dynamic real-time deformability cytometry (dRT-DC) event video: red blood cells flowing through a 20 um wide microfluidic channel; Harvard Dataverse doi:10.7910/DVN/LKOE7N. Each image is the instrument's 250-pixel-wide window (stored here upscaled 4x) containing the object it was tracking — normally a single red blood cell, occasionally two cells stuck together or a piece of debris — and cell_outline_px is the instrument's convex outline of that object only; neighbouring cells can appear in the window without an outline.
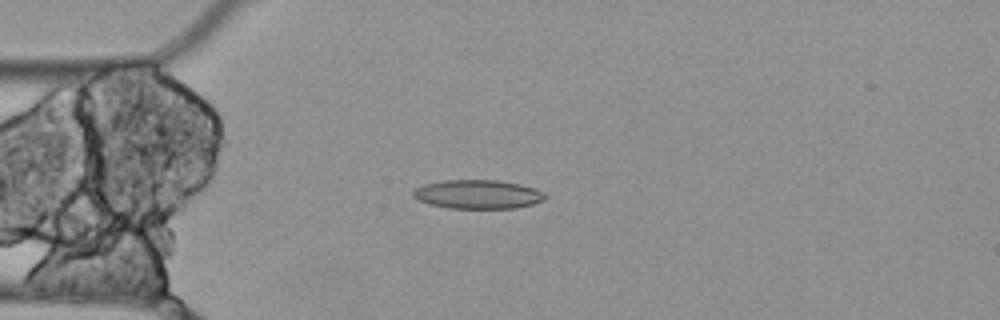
{"species": "Egyptian fruit bat (a non-hibernating species)", "species_latin": "Rousettus aegyptiacus", "temperature_condition": "cold", "stored_images_in_passage": 4, "camera_frame_rate_fps": 3000, "um_per_image_px": 0.085, "animal": {"sex": "female"}, "frame": {"image": 1, "passage_image": 4, "time_ms": 1.0, "image_size_px": [1000, 320], "cell_outline_px": [[548, 196], [544, 200], [532, 204], [516, 208], [448, 208], [432, 204], [420, 200], [412, 196], [412, 192], [416, 188], [424, 184], [444, 180], [496, 180], [520, 184], [544, 192]], "centroid_in_image_um": [40.63, 16.51], "position_along_channel_um": 44.4, "area_um2": 22.08}}